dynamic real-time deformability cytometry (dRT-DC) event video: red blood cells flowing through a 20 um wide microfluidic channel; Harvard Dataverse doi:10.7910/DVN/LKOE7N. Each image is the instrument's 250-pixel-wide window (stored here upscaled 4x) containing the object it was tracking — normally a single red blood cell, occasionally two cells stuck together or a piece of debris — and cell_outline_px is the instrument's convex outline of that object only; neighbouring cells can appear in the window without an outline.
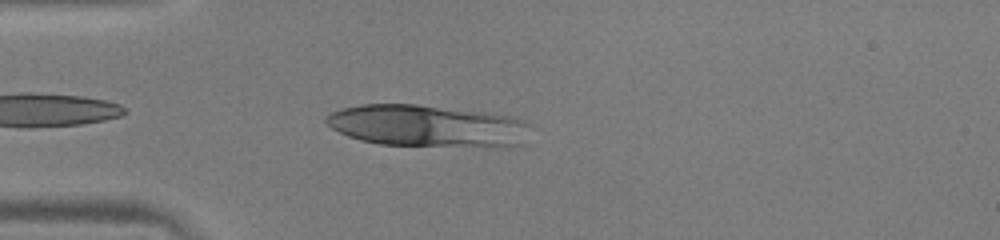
{"species": "human", "species_latin": "Homo sapiens", "temperature_condition": "warm", "stored_images_in_passage": 37, "camera_frame_rate_fps": 3000, "um_per_image_px": 0.085, "donor": {"sex": "male"}, "frame": {"image": 1, "passage_image": 3, "time_ms": 0.667, "image_size_px": [1000, 240], "cell_outline_px": [[528, 124], [524, 144], [504, 148], [380, 144], [360, 140], [348, 136], [332, 128], [324, 120], [324, 116], [340, 108], [360, 104], [416, 104], [484, 112], [512, 116], [524, 120]], "centroid_in_image_um": [36.35, 10.71], "position_along_channel_um": 48.7, "area_um2": 50.46}}
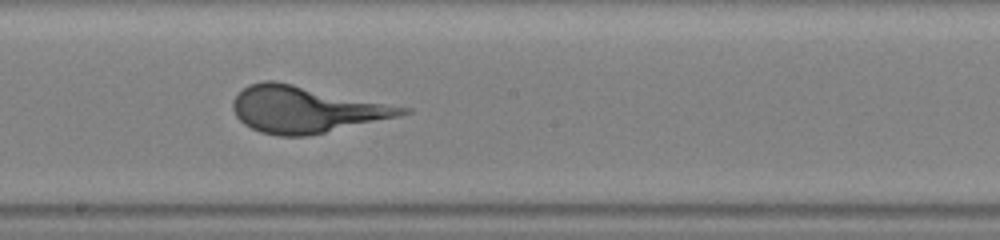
{"frame": {"image": 2, "passage_image": 17, "time_ms": 5.333, "image_size_px": [1000, 240], "cell_outline_px": [[412, 112], [400, 116], [308, 136], [280, 136], [260, 132], [244, 124], [236, 116], [232, 108], [232, 100], [248, 84], [264, 80], [276, 80], [412, 108]], "centroid_in_image_um": [26.01, 9.29], "position_along_channel_um": 222.2, "area_um2": 46.07}}
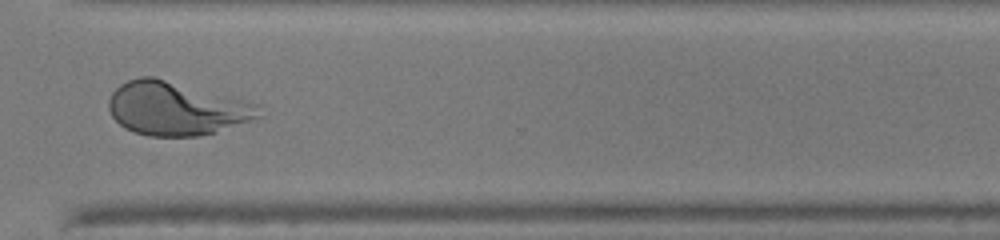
{"frame": {"image": 3, "passage_image": 27, "time_ms": 8.667, "image_size_px": [1000, 240], "cell_outline_px": [[264, 116], [200, 136], [148, 136], [124, 128], [112, 116], [108, 108], [108, 100], [112, 92], [120, 84], [128, 80], [140, 76], [152, 76], [260, 104]], "centroid_in_image_um": [14.98, 9.22], "position_along_channel_um": 355.6, "area_um2": 46.7}}